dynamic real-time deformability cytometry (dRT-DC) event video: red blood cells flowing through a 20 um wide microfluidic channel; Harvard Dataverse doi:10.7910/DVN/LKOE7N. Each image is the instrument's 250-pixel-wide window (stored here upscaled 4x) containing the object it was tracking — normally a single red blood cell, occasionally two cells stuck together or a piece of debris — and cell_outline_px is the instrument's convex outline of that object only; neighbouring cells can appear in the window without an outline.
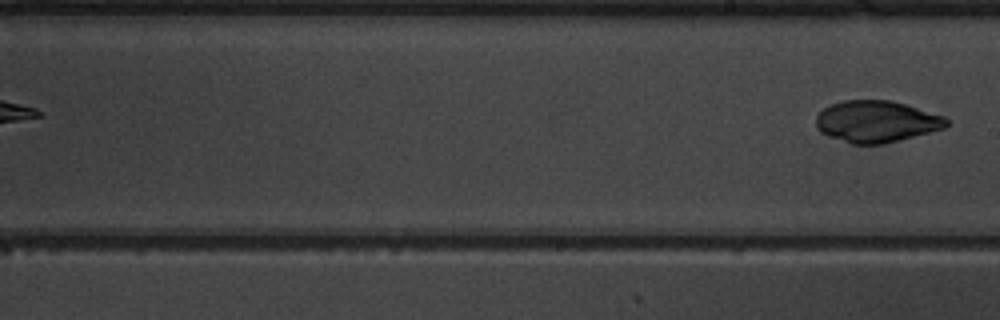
{"species": "common noctule bat (a hibernating species)", "species_latin": "Nyctalus noctula", "temperature_condition": "warm", "stored_images_in_passage": 8, "segment_of_instrument_passage": [2, 2], "camera_frame_rate_fps": 3000, "um_per_image_px": 0.085, "animal": {"sex": "male", "body_mass_g": 19.5, "forearm_length_mm": 54.6}, "frame": {"image": 1, "passage_image": 8, "time_ms": 9.0, "image_size_px": [1000, 320], "cell_outline_px": [[948, 124], [944, 128], [884, 144], [852, 144], [828, 136], [820, 132], [816, 128], [816, 116], [828, 104], [844, 100], [892, 100], [944, 116], [948, 120]], "centroid_in_image_um": [74.46, 10.32], "position_along_channel_um": 214.5, "area_um2": 31.67}}